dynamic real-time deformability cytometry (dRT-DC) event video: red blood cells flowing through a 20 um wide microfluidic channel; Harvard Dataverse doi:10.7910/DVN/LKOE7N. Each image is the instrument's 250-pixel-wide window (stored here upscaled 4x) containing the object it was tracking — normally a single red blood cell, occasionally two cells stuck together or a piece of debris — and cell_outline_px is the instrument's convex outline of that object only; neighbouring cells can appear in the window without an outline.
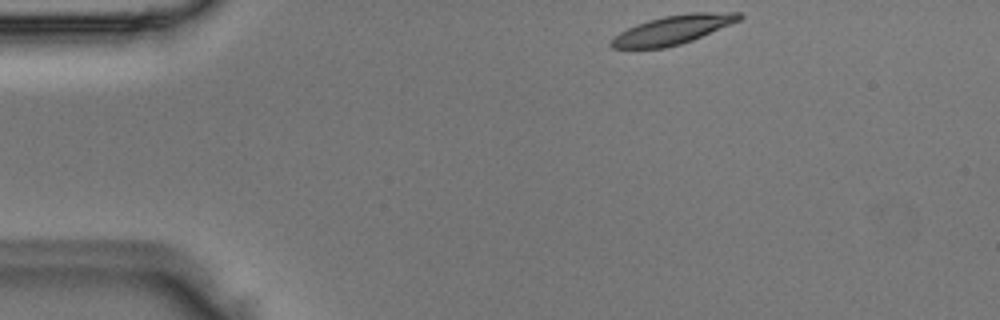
{"species": "Egyptian fruit bat (a non-hibernating species)", "species_latin": "Rousettus aegyptiacus", "temperature_condition": "room temperature", "stored_images_in_passage": 5, "camera_frame_rate_fps": 3000, "um_per_image_px": 0.085, "animal": {"sex": "male"}, "frame": {"image": 1, "passage_image": 1, "time_ms": 0.0, "image_size_px": [1000, 320], "cell_outline_px": [[744, 16], [740, 20], [692, 40], [680, 44], [664, 48], [612, 48], [608, 44], [620, 32], [636, 24], [648, 20], [664, 16], [692, 12], [740, 12]], "centroid_in_image_um": [57.21, 2.52], "position_along_channel_um": 27.8, "area_um2": 21.33}}
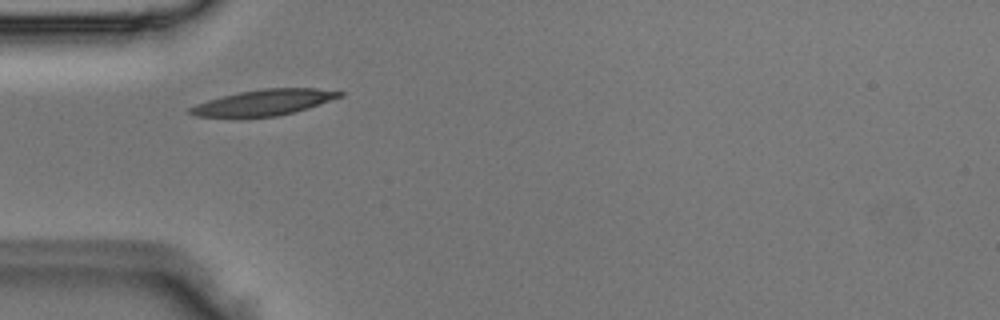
{"frame": {"image": 2, "passage_image": 3, "time_ms": 0.667, "image_size_px": [1000, 320], "cell_outline_px": [[344, 96], [308, 108], [276, 116], [236, 120], [196, 116], [188, 112], [188, 108], [196, 104], [208, 100], [240, 92], [264, 88], [316, 88], [344, 92]], "centroid_in_image_um": [22.37, 8.75], "position_along_channel_um": 62.6, "area_um2": 23.18}}
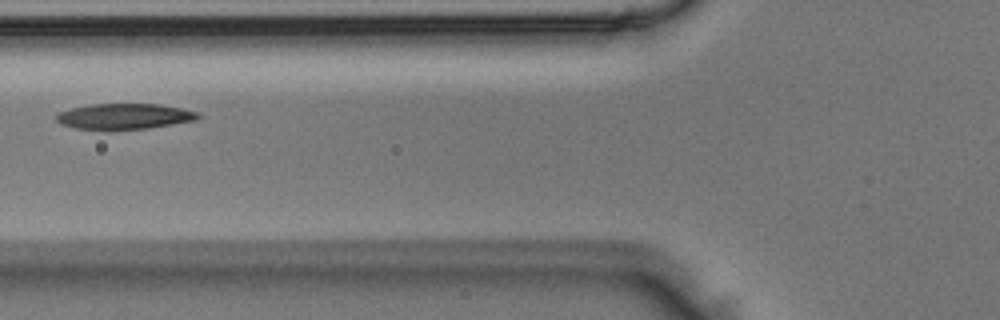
{"frame": {"image": 3, "passage_image": 4, "time_ms": 1.0, "image_size_px": [1000, 320], "cell_outline_px": [[200, 116], [196, 120], [148, 128], [76, 128], [60, 124], [56, 120], [56, 112], [88, 104], [160, 104], [200, 112]], "centroid_in_image_um": [10.57, 9.86], "position_along_channel_um": 115.2, "area_um2": 20.81}}